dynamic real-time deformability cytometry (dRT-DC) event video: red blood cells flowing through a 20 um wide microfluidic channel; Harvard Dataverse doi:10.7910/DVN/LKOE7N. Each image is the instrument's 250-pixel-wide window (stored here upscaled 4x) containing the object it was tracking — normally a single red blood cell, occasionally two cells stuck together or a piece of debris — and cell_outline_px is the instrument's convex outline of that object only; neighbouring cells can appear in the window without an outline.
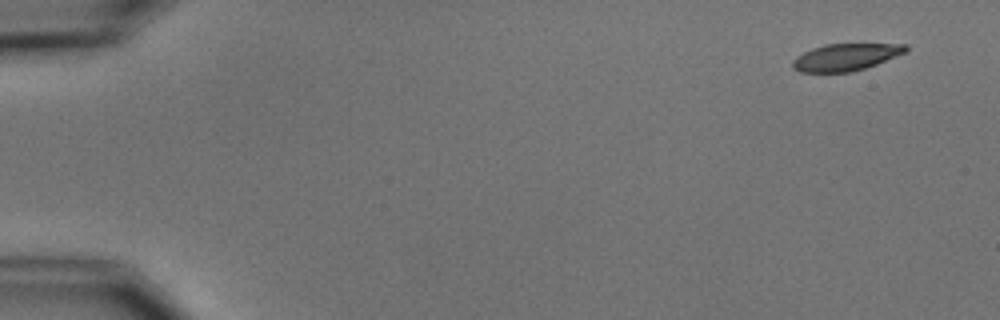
{"species": "common noctule bat (a hibernating species)", "species_latin": "Nyctalus noctula", "temperature_condition": "cold", "stored_images_in_passage": 4, "camera_frame_rate_fps": 3000, "um_per_image_px": 0.085, "animal": {"sex": "male", "body_mass_g": 15.6}, "frame": {"image": 1, "passage_image": 1, "time_ms": 0.0, "image_size_px": [1000, 320], "cell_outline_px": [[908, 48], [904, 52], [876, 64], [864, 68], [848, 72], [800, 72], [792, 68], [792, 60], [796, 56], [812, 48], [824, 44], [908, 44]], "centroid_in_image_um": [71.82, 4.85], "position_along_channel_um": 13.2, "area_um2": 17.63}}